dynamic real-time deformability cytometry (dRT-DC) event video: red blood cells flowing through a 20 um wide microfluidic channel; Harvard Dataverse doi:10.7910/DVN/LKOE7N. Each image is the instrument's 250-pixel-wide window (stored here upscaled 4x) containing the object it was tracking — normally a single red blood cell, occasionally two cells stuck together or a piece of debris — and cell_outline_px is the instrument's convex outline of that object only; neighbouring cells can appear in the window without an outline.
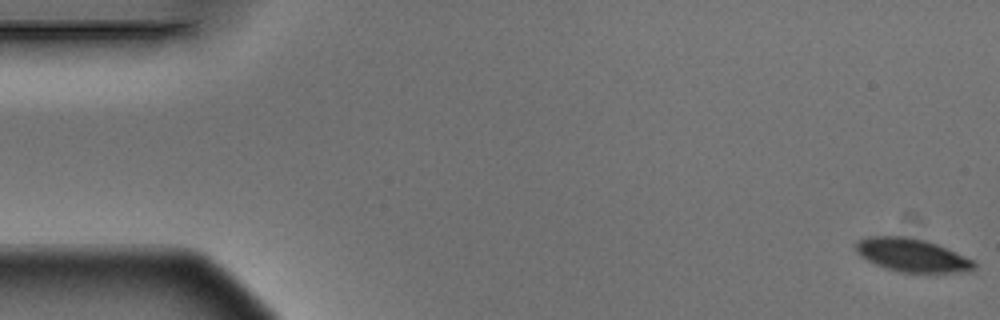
{"species": "Egyptian fruit bat (a non-hibernating species)", "species_latin": "Rousettus aegyptiacus", "temperature_condition": "warm", "stored_images_in_passage": 6, "segment_of_instrument_passage": [1, 2], "camera_frame_rate_fps": 3000, "um_per_image_px": 0.085, "animal": {"sex": "male"}, "frame": {"image": 1, "passage_image": 1, "time_ms": 0.0, "image_size_px": [1000, 320], "cell_outline_px": [[976, 268], [964, 272], [900, 272], [876, 264], [860, 256], [856, 248], [856, 240], [868, 236], [904, 236], [924, 240], [936, 244], [972, 260], [976, 264]], "centroid_in_image_um": [77.49, 21.68], "position_along_channel_um": 7.5, "area_um2": 22.48}}
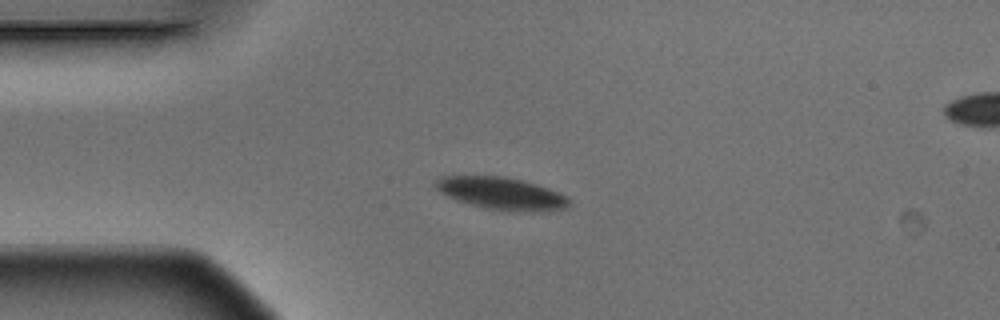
{"frame": {"image": 2, "passage_image": 4, "time_ms": 1.0, "image_size_px": [1000, 320], "cell_outline_px": [[572, 204], [568, 208], [544, 212], [508, 212], [484, 208], [456, 200], [440, 192], [432, 184], [440, 176], [504, 176], [536, 184], [548, 188], [572, 200]], "centroid_in_image_um": [42.65, 16.47], "position_along_channel_um": 42.4, "area_um2": 25.55}}